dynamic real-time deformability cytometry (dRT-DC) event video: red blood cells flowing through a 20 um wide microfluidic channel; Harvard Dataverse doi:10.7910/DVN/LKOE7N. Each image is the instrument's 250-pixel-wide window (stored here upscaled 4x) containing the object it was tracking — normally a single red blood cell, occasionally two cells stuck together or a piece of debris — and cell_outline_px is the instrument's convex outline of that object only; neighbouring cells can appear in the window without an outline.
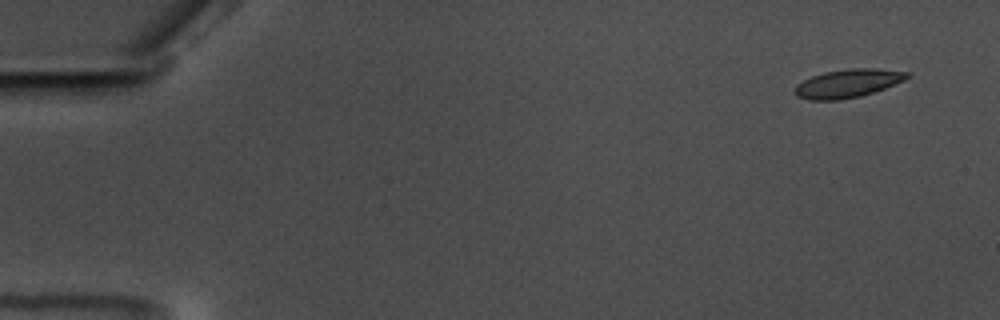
{"species": "common noctule bat (a hibernating species)", "species_latin": "Nyctalus noctula", "temperature_condition": "warm", "stored_images_in_passage": 56, "camera_frame_rate_fps": 3000, "um_per_image_px": 0.085, "animal": {"sex": "male", "body_mass_g": 17.5, "forearm_length_mm": 52.3}, "frame": {"image": 1, "passage_image": 4, "time_ms": 1.0, "image_size_px": [1000, 320], "cell_outline_px": [[912, 76], [904, 80], [884, 88], [860, 96], [836, 100], [808, 100], [796, 96], [792, 92], [796, 84], [812, 76], [824, 72], [848, 68], [876, 68], [912, 72]], "centroid_in_image_um": [72.06, 7.08], "position_along_channel_um": 12.9, "area_um2": 18.73}}
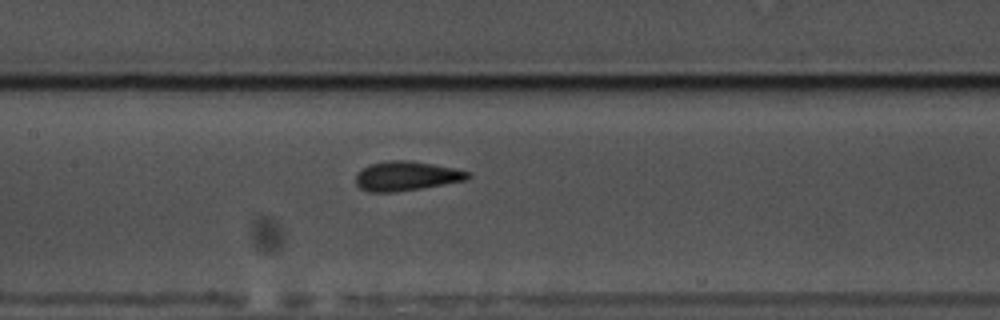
{"frame": {"image": 2, "passage_image": 29, "time_ms": 9.333, "image_size_px": [1000, 320], "cell_outline_px": [[472, 176], [468, 180], [396, 192], [368, 192], [360, 188], [356, 184], [356, 172], [372, 164], [392, 160], [408, 160], [456, 168], [472, 172]], "centroid_in_image_um": [34.58, 14.97], "position_along_channel_um": 172.8, "area_um2": 19.25}}
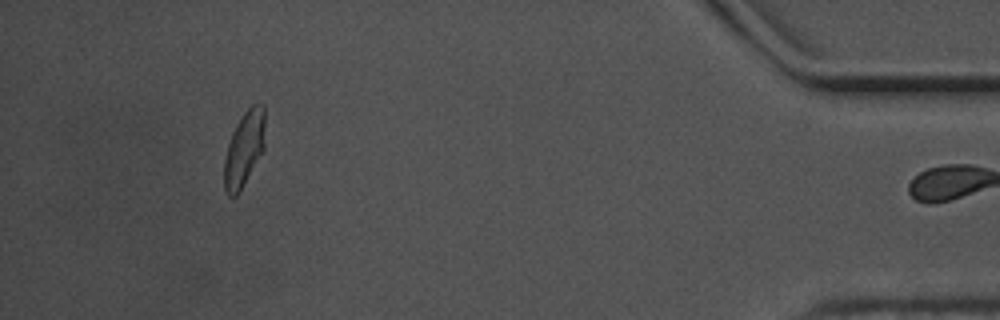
{"frame": {"image": 3, "passage_image": 55, "time_ms": 18.0, "image_size_px": [1000, 320], "cell_outline_px": [[264, 148], [236, 196], [228, 196], [224, 188], [224, 160], [228, 144], [232, 132], [236, 124], [244, 112], [252, 104], [264, 104]], "centroid_in_image_um": [20.74, 12.62], "position_along_channel_um": 414.5, "area_um2": 17.51}, "authors_computed_cell_mechanics": {"area_um2": 18.7272, "velocity_mm_per_s": 3.4992, "shape_relaxation_time_tau1_ms": 3.5983, "shape_relaxation_time_tau2_ms": 0.8059, "deformation_change_tau1": 0.1325, "deformation_change_tau2": 0.0606}}